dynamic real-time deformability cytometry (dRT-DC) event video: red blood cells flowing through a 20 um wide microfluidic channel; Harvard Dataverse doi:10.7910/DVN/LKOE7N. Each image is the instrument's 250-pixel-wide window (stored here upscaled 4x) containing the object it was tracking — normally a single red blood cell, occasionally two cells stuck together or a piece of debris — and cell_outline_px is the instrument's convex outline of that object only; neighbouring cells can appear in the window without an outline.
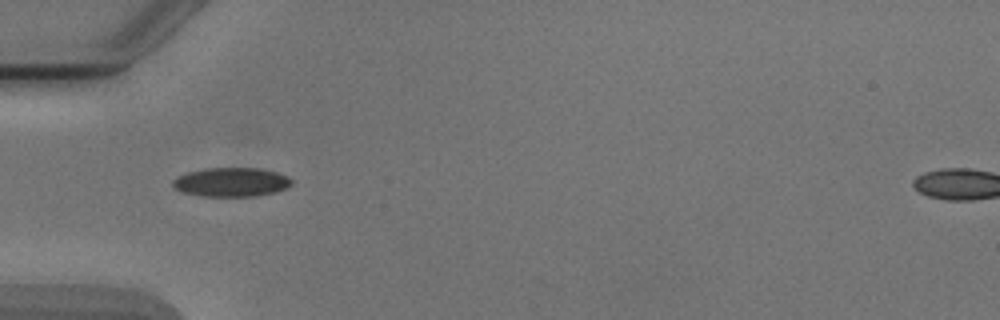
{"species": "Egyptian fruit bat (a non-hibernating species)", "species_latin": "Rousettus aegyptiacus", "temperature_condition": "cold", "stored_images_in_passage": 7, "camera_frame_rate_fps": 3000, "um_per_image_px": 0.085, "animal": {"sex": "male"}, "frame": {"image": 1, "passage_image": 4, "time_ms": 3.667, "image_size_px": [1000, 320], "cell_outline_px": [[292, 184], [276, 192], [256, 196], [200, 196], [184, 192], [176, 188], [172, 184], [172, 180], [176, 176], [188, 172], [204, 168], [260, 168], [276, 172], [288, 176], [292, 180]], "centroid_in_image_um": [19.66, 15.47], "position_along_channel_um": 65.3, "area_um2": 20.11}}
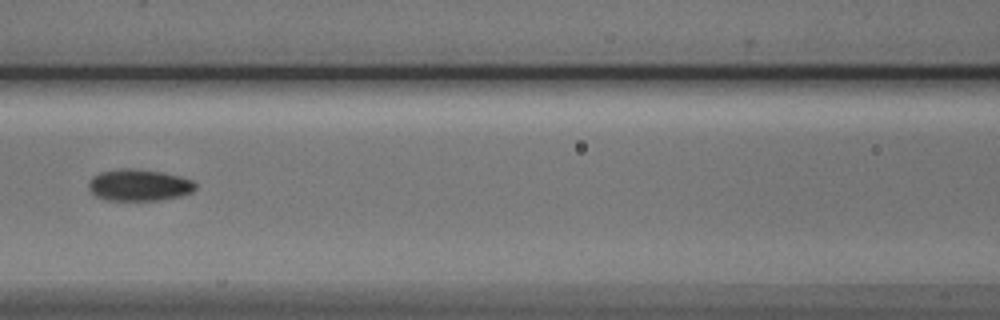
{"frame": {"image": 2, "passage_image": 6, "time_ms": 6.0, "image_size_px": [1000, 320], "cell_outline_px": [[196, 188], [192, 192], [180, 196], [160, 200], [104, 200], [96, 196], [88, 188], [88, 180], [92, 176], [100, 172], [124, 168], [128, 168], [160, 172], [180, 176], [192, 180], [196, 184]], "centroid_in_image_um": [11.79, 15.74], "position_along_channel_um": 154.8, "area_um2": 19.71}}
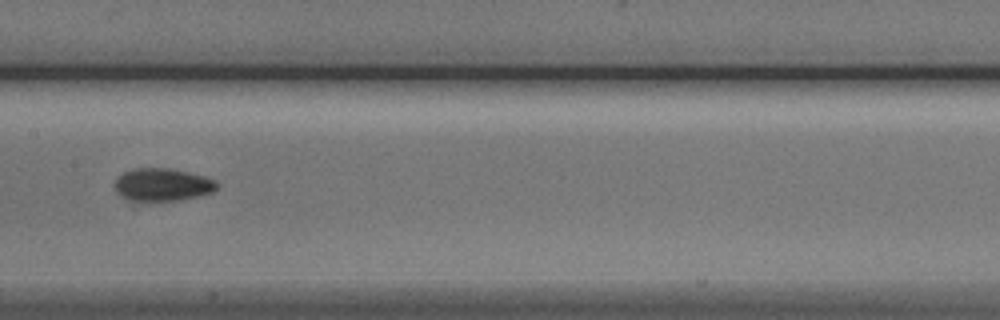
{"frame": {"image": 3, "passage_image": 7, "time_ms": 7.0, "image_size_px": [1000, 320], "cell_outline_px": [[220, 184], [212, 192], [200, 196], [180, 200], [132, 200], [120, 196], [116, 192], [112, 184], [124, 172], [132, 168], [172, 168], [204, 176], [216, 180]], "centroid_in_image_um": [13.82, 15.68], "position_along_channel_um": 193.6, "area_um2": 19.59}}